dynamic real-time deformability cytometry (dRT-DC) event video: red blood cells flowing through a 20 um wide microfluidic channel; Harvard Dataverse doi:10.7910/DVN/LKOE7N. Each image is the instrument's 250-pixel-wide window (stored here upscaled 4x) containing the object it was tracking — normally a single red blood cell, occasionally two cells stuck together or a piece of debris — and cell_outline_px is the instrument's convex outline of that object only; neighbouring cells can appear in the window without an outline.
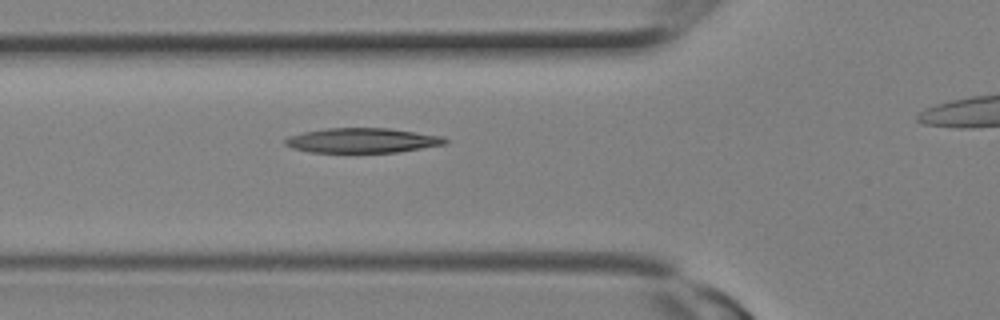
{"species": "Egyptian fruit bat (a non-hibernating species)", "species_latin": "Rousettus aegyptiacus", "temperature_condition": "room temperature", "stored_images_in_passage": 4, "segment_of_instrument_passage": [1, 2], "camera_frame_rate_fps": 3000, "um_per_image_px": 0.085, "animal": {"sex": "female"}, "frame": {"image": 1, "passage_image": 3, "time_ms": 0.667, "image_size_px": [1000, 320], "cell_outline_px": [[448, 144], [400, 152], [308, 152], [292, 148], [284, 144], [284, 140], [288, 136], [304, 132], [324, 128], [388, 128], [444, 136], [448, 140]], "centroid_in_image_um": [30.82, 11.94], "position_along_channel_um": 95.0, "area_um2": 23.29}}